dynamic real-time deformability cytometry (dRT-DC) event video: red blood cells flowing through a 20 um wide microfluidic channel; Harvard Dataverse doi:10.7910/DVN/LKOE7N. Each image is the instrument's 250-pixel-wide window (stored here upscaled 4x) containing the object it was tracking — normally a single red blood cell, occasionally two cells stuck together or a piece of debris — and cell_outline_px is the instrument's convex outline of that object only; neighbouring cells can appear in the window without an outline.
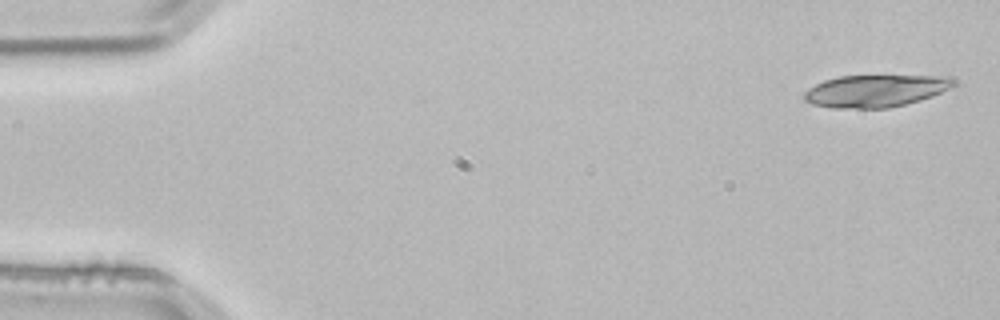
{"species": "common noctule bat (a hibernating species)", "species_latin": "Nyctalus noctula", "temperature_condition": "room temperature", "stored_images_in_passage": 4, "camera_frame_rate_fps": 3000, "um_per_image_px": 0.085, "animal": {"sex": "male", "body_mass_g": 21.5, "forearm_length_mm": 52.0}, "frame": {"image": 1, "passage_image": 1, "time_ms": 0.0, "image_size_px": [1000, 320], "cell_outline_px": [[956, 84], [932, 96], [920, 100], [888, 108], [832, 108], [812, 104], [804, 100], [804, 92], [808, 88], [824, 80], [840, 76], [952, 76], [956, 80]], "centroid_in_image_um": [74.4, 7.72], "position_along_channel_um": 10.6, "area_um2": 27.98}}